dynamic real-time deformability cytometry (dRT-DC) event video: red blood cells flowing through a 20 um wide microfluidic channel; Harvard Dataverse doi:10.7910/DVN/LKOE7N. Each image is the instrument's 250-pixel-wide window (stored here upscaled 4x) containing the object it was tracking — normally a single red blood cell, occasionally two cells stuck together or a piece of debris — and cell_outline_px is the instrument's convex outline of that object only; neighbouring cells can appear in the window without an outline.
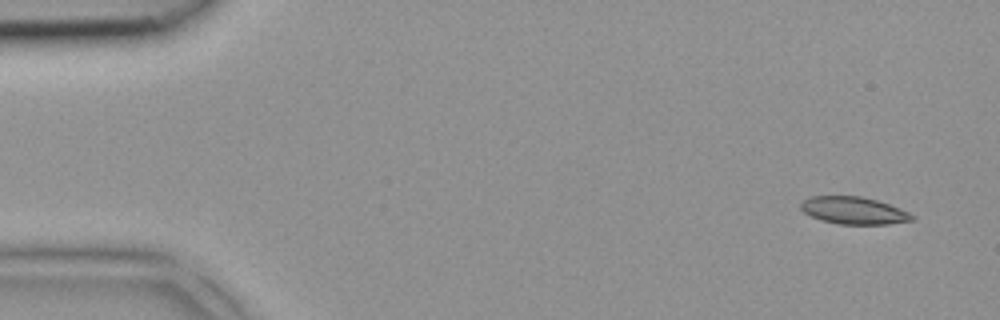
{"species": "common noctule bat (a hibernating species)", "species_latin": "Nyctalus noctula", "temperature_condition": "room temperature", "stored_images_in_passage": 3, "segment_of_instrument_passage": [1, 2], "camera_frame_rate_fps": 3000, "um_per_image_px": 0.085, "animal": {"sex": "female", "body_mass_g": 18.4}, "frame": {"image": 1, "passage_image": 1, "time_ms": 0.0, "image_size_px": [1000, 320], "cell_outline_px": [[916, 216], [912, 220], [888, 224], [840, 224], [820, 220], [804, 212], [800, 208], [800, 204], [804, 200], [812, 196], [860, 196], [876, 200], [900, 208]], "centroid_in_image_um": [72.56, 17.89], "position_along_channel_um": 12.4, "area_um2": 17.57}}